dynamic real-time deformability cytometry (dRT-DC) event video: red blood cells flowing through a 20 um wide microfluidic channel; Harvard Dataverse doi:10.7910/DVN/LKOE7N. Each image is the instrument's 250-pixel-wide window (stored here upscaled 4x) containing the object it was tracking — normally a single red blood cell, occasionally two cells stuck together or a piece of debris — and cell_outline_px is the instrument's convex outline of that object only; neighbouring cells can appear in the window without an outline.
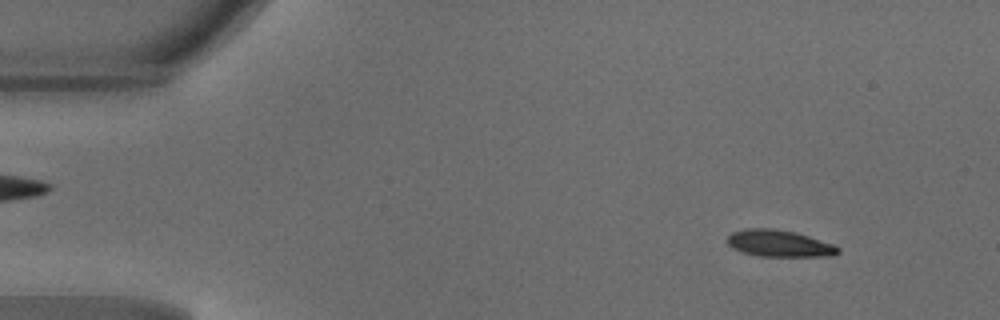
{"species": "common noctule bat (a hibernating species)", "species_latin": "Nyctalus noctula", "temperature_condition": "warm", "stored_images_in_passage": 48, "camera_frame_rate_fps": 3000, "um_per_image_px": 0.085, "animal": {"sex": "male", "body_mass_g": 18.8}, "frame": {"image": 1, "passage_image": 5, "time_ms": 1.333, "image_size_px": [1000, 320], "cell_outline_px": [[840, 252], [832, 256], [760, 256], [740, 252], [732, 248], [728, 244], [728, 236], [732, 232], [744, 228], [772, 228], [796, 232], [832, 244], [840, 248]], "centroid_in_image_um": [66.21, 20.69], "position_along_channel_um": 18.8, "area_um2": 17.28}}
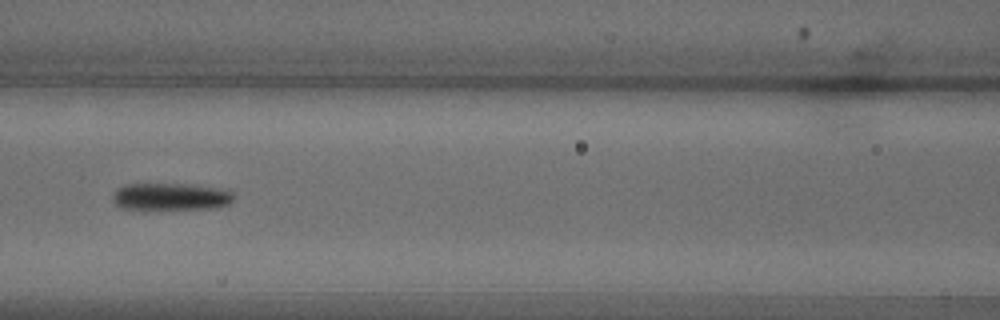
{"frame": {"image": 2, "passage_image": 21, "time_ms": 6.667, "image_size_px": [1000, 320], "cell_outline_px": [[236, 196], [228, 204], [212, 208], [140, 212], [120, 208], [112, 200], [112, 192], [116, 188], [124, 184], [188, 184], [228, 188]], "centroid_in_image_um": [14.46, 16.75], "position_along_channel_um": 152.1, "area_um2": 20.58}}
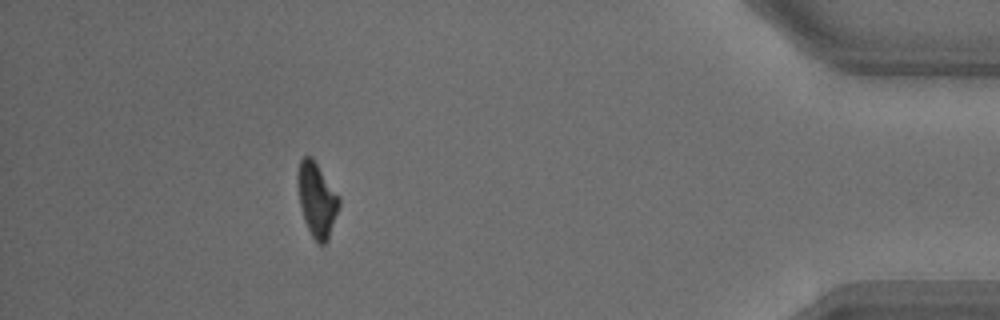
{"frame": {"image": 3, "passage_image": 43, "time_ms": 14.0, "image_size_px": [1000, 320], "cell_outline_px": [[340, 204], [328, 240], [324, 244], [320, 244], [312, 236], [304, 220], [300, 204], [296, 184], [296, 176], [300, 160], [304, 156], [312, 156], [340, 196]], "centroid_in_image_um": [26.92, 16.92], "position_along_channel_um": 408.3, "area_um2": 18.03}, "authors_computed_cell_mechanics": {"area_um2": 18.785, "velocity_mm_per_s": 4.1995, "shape_relaxation_time_tau1_ms": 4.9224, "shape_relaxation_time_tau2_ms": null, "deformation_change_tau1": 0.1772, "deformation_change_tau2": null}}